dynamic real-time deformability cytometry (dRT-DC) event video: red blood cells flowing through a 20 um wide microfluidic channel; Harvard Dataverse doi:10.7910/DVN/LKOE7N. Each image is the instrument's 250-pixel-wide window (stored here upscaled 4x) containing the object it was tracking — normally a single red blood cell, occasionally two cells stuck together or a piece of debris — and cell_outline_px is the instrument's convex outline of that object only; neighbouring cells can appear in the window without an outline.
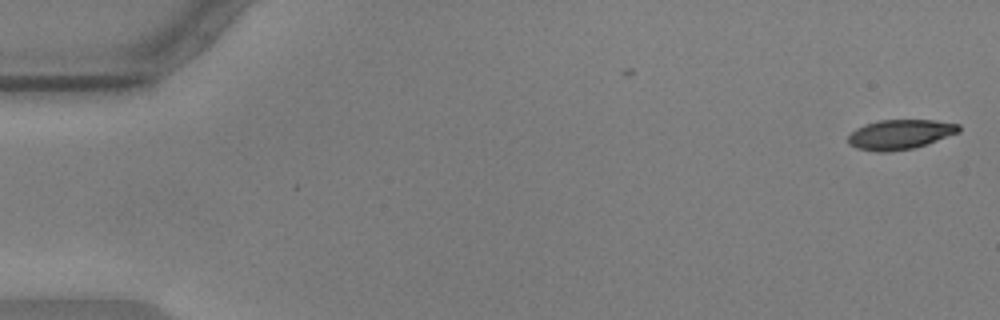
{"species": "common noctule bat (a hibernating species)", "species_latin": "Nyctalus noctula", "temperature_condition": "warm", "stored_images_in_passage": 8, "camera_frame_rate_fps": 3000, "um_per_image_px": 0.085, "animal": {"sex": "male", "body_mass_g": 17.9, "forearm_length_mm": 54.2}, "frame": {"image": 1, "passage_image": 1, "time_ms": 0.0, "image_size_px": [1000, 320], "cell_outline_px": [[960, 132], [912, 148], [888, 152], [880, 152], [856, 148], [848, 144], [848, 136], [856, 128], [864, 124], [880, 120], [936, 120], [960, 124]], "centroid_in_image_um": [76.48, 11.41], "position_along_channel_um": 8.5, "area_um2": 19.07}}